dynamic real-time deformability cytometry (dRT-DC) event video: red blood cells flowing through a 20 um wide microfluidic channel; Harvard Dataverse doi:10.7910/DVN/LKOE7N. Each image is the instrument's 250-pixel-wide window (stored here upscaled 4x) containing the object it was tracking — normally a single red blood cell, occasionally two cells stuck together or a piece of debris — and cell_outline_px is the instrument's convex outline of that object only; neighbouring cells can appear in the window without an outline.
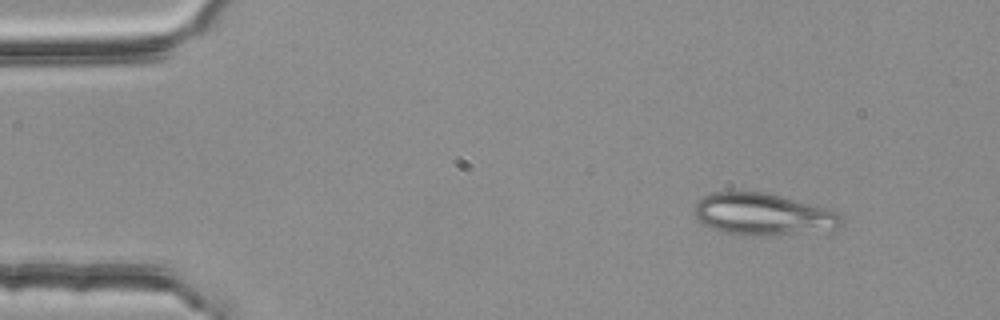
{"species": "common noctule bat (a hibernating species)", "species_latin": "Nyctalus noctula", "temperature_condition": "room temperature", "stored_images_in_passage": 15, "camera_frame_rate_fps": 3000, "um_per_image_px": 0.085, "animal": {"sex": "female", "body_mass_g": 25.1}, "frame": {"image": 1, "passage_image": 5, "time_ms": 1.333, "image_size_px": [1000, 320], "cell_outline_px": [[840, 224], [836, 228], [764, 236], [740, 236], [724, 232], [704, 224], [692, 212], [696, 204], [704, 196], [712, 192], [764, 192], [828, 208], [840, 212]], "centroid_in_image_um": [64.81, 18.21], "position_along_channel_um": 20.2, "area_um2": 35.43}}